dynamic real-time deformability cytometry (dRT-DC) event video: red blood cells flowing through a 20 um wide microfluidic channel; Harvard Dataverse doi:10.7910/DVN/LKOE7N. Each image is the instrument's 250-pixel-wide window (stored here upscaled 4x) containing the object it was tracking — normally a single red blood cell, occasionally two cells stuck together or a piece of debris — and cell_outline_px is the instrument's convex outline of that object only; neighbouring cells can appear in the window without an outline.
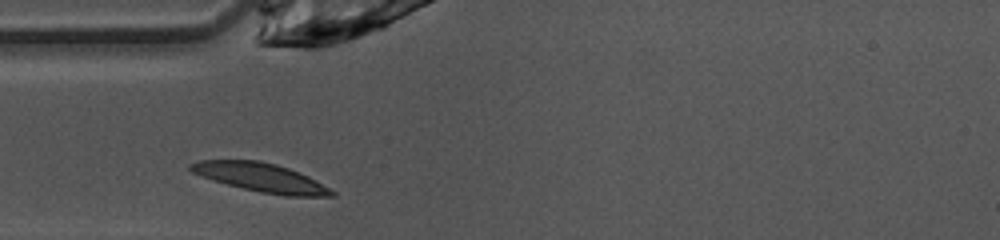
{"species": "common noctule bat (a hibernating species)", "species_latin": "Nyctalus noctula", "temperature_condition": "warm", "stored_images_in_passage": 25, "camera_frame_rate_fps": 3000, "um_per_image_px": 0.085, "animal": {"sex": "female", "body_mass_g": 10.0, "forearm_length_mm": 53.1}, "frame": {"image": 1, "passage_image": 1, "time_ms": 0.0, "image_size_px": [1000, 240], "cell_outline_px": [[336, 196], [288, 196], [260, 192], [212, 180], [192, 172], [188, 168], [188, 164], [200, 160], [260, 160], [276, 164], [288, 168], [308, 176], [336, 192]], "centroid_in_image_um": [22.16, 15.08], "position_along_channel_um": 62.8, "area_um2": 23.47}}
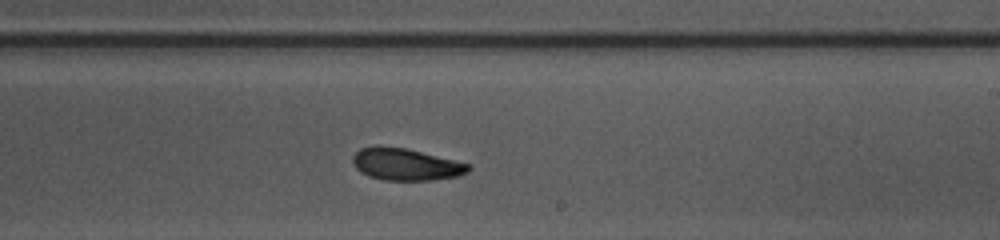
{"frame": {"image": 2, "passage_image": 15, "time_ms": 4.667, "image_size_px": [1000, 240], "cell_outline_px": [[472, 168], [468, 172], [456, 176], [432, 180], [384, 180], [368, 176], [360, 172], [352, 164], [352, 156], [360, 148], [376, 144], [380, 144], [408, 148], [468, 164]], "centroid_in_image_um": [34.42, 13.94], "position_along_channel_um": 254.6, "area_um2": 21.85}}
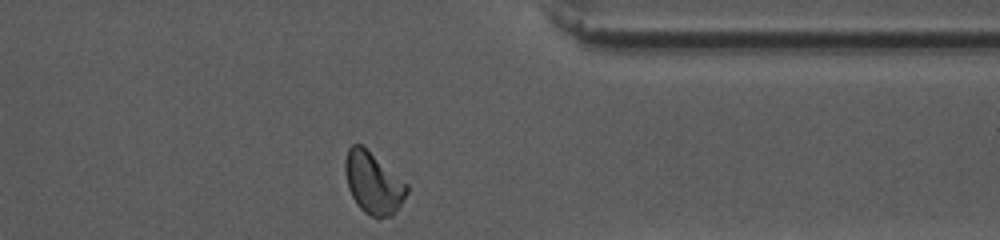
{"frame": {"image": 3, "passage_image": 25, "time_ms": 8.0, "image_size_px": [1000, 240], "cell_outline_px": [[408, 192], [392, 216], [376, 220], [364, 212], [356, 204], [348, 188], [344, 172], [344, 160], [348, 148], [352, 144], [360, 144], [408, 184]], "centroid_in_image_um": [31.7, 15.59], "position_along_channel_um": 379.7, "area_um2": 22.2}, "authors_computed_cell_mechanics": {"area_um2": 21.8484, "velocity_mm_per_s": 4.0875, "shape_relaxation_time_tau1_ms": 3.6214, "shape_relaxation_time_tau2_ms": null, "deformation_change_tau1": 0.1258, "deformation_change_tau2": null}}